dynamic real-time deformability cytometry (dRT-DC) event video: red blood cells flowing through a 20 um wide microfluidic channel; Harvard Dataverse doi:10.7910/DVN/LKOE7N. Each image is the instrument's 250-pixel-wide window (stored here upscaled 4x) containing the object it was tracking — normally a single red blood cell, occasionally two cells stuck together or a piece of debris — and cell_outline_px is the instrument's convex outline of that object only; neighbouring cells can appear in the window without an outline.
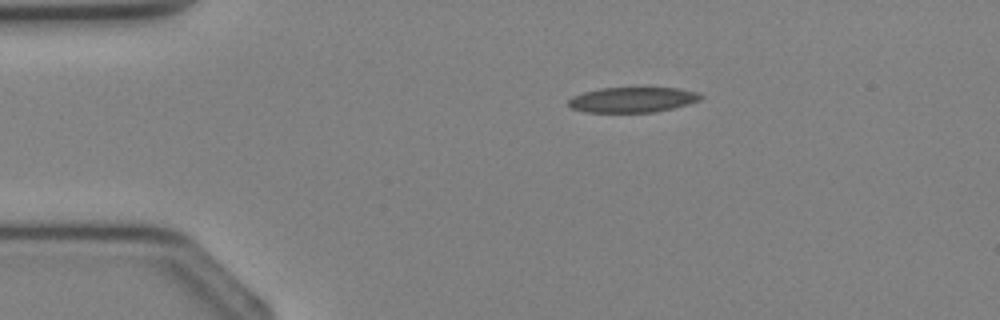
{"species": "Egyptian fruit bat (a non-hibernating species)", "species_latin": "Rousettus aegyptiacus", "temperature_condition": "cold", "stored_images_in_passage": 26, "camera_frame_rate_fps": 3000, "um_per_image_px": 0.085, "animal": {"sex": "female"}, "frame": {"image": 1, "passage_image": 1, "time_ms": 0.0, "image_size_px": [1000, 320], "cell_outline_px": [[704, 96], [700, 100], [688, 104], [656, 112], [584, 112], [572, 108], [568, 104], [568, 100], [572, 96], [584, 92], [600, 88], [648, 84], [680, 88], [700, 92]], "centroid_in_image_um": [53.84, 8.41], "position_along_channel_um": 31.2, "area_um2": 20.69}}
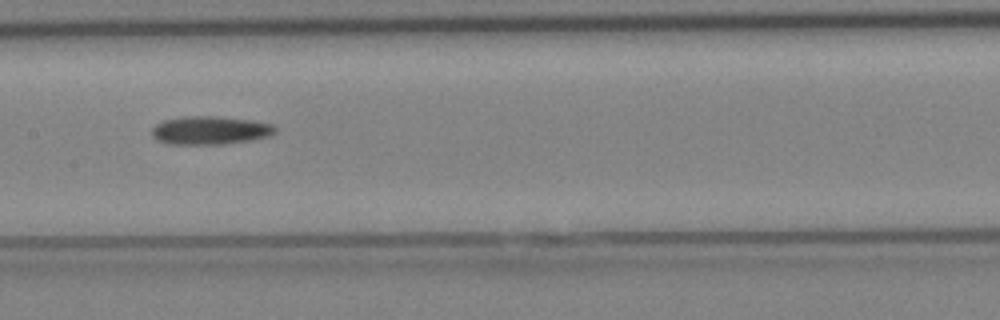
{"frame": {"image": 2, "passage_image": 12, "time_ms": 3.667, "image_size_px": [1000, 320], "cell_outline_px": [[276, 132], [268, 136], [252, 140], [224, 144], [168, 144], [156, 140], [152, 136], [152, 128], [156, 124], [164, 120], [184, 116], [216, 116], [248, 120], [272, 124], [276, 128]], "centroid_in_image_um": [17.83, 11.08], "position_along_channel_um": 189.6, "area_um2": 20.35}}
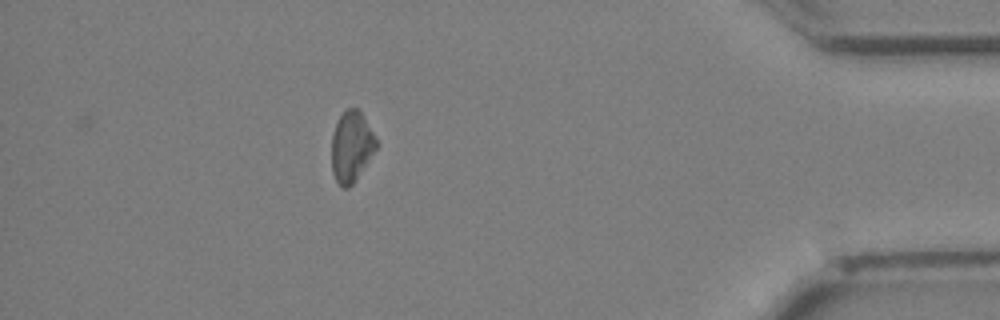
{"frame": {"image": 3, "passage_image": 26, "time_ms": 8.333, "image_size_px": [1000, 320], "cell_outline_px": [[376, 148], [352, 184], [348, 188], [340, 188], [332, 172], [332, 136], [336, 124], [340, 116], [348, 108], [356, 108], [360, 112], [372, 132], [376, 140]], "centroid_in_image_um": [29.84, 12.49], "position_along_channel_um": 405.4, "area_um2": 17.8}}